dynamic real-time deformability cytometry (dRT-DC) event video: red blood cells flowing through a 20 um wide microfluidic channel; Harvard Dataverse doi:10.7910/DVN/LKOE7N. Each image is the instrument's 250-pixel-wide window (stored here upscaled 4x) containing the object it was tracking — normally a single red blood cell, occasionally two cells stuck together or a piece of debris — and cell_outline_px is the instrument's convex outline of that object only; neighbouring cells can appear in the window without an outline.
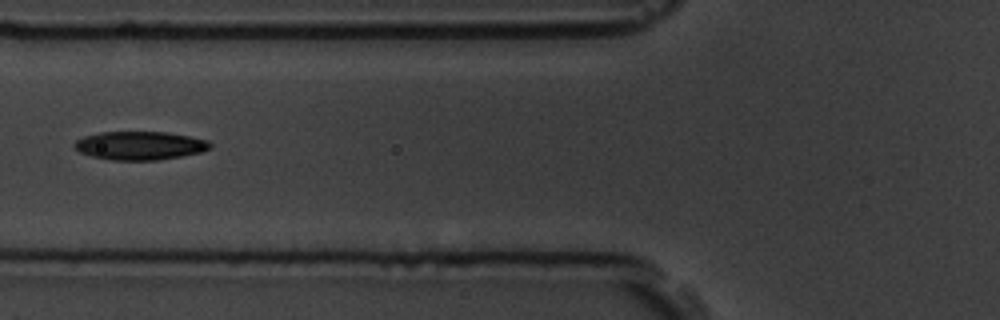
{"species": "common noctule bat (a hibernating species)", "species_latin": "Nyctalus noctula", "temperature_condition": "room temperature", "stored_images_in_passage": 6, "camera_frame_rate_fps": 3000, "um_per_image_px": 0.085, "animal": {"sex": "male", "body_mass_g": 19.5, "forearm_length_mm": 54.6}, "frame": {"image": 1, "passage_image": 6, "time_ms": 6.667, "image_size_px": [1000, 320], "cell_outline_px": [[212, 148], [200, 152], [160, 160], [112, 160], [92, 156], [80, 152], [72, 144], [76, 140], [84, 136], [100, 132], [168, 132], [208, 140], [212, 144]], "centroid_in_image_um": [11.89, 12.37], "position_along_channel_um": 113.9, "area_um2": 22.48}}